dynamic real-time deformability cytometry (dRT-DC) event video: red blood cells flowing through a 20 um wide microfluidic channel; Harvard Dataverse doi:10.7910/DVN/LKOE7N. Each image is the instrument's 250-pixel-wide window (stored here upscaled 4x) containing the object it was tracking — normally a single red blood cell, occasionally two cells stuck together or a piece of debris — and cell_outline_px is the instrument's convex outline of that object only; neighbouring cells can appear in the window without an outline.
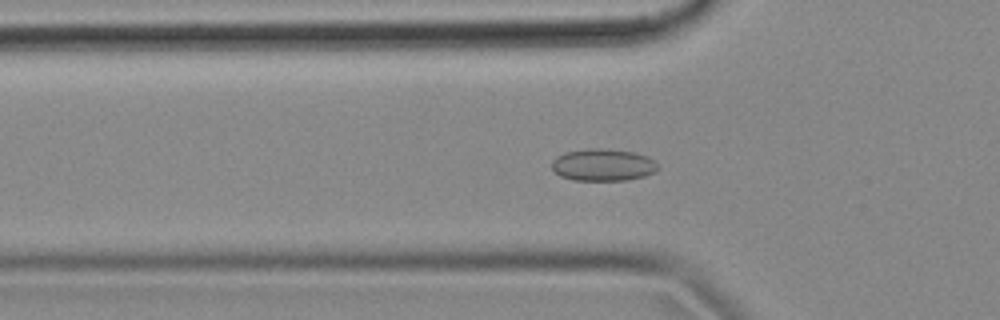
{"species": "common noctule bat (a hibernating species)", "species_latin": "Nyctalus noctula", "temperature_condition": "cold", "stored_images_in_passage": 53, "camera_frame_rate_fps": 3000, "um_per_image_px": 0.085, "animal": {"sex": "female", "body_mass_g": 18.4}, "frame": {"image": 1, "passage_image": 16, "time_ms": 5.0, "image_size_px": [1000, 320], "cell_outline_px": [[660, 168], [656, 172], [644, 176], [628, 180], [572, 180], [560, 176], [552, 168], [552, 160], [556, 156], [564, 152], [588, 148], [600, 148], [636, 152], [648, 156]], "centroid_in_image_um": [51.26, 14.01], "position_along_channel_um": 74.5, "area_um2": 20.06}}
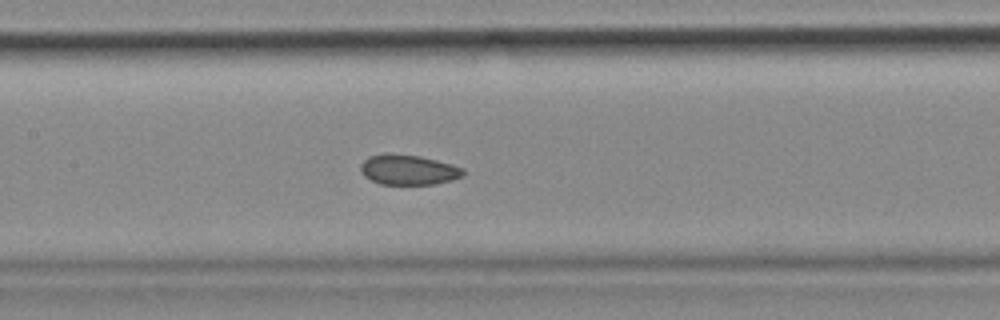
{"frame": {"image": 2, "passage_image": 24, "time_ms": 7.667, "image_size_px": [1000, 320], "cell_outline_px": [[464, 176], [452, 180], [436, 184], [380, 184], [364, 176], [360, 172], [360, 164], [368, 156], [420, 156], [452, 164], [464, 168]], "centroid_in_image_um": [34.76, 14.47], "position_along_channel_um": 172.6, "area_um2": 17.51}}
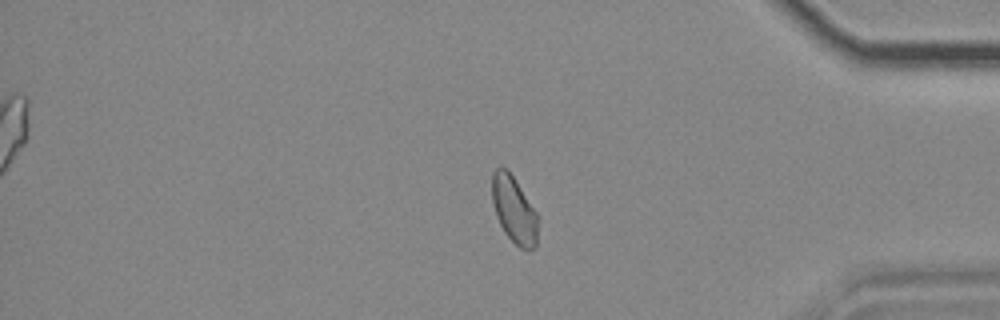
{"frame": {"image": 3, "passage_image": 44, "time_ms": 14.333, "image_size_px": [1000, 320], "cell_outline_px": [[540, 220], [536, 244], [528, 252], [520, 248], [504, 232], [496, 216], [492, 200], [492, 172], [496, 168], [508, 168], [536, 212]], "centroid_in_image_um": [43.71, 17.84], "position_along_channel_um": 391.5, "area_um2": 18.03}, "authors_computed_cell_mechanics": {"area_um2": 18.6116, "velocity_mm_per_s": 3.6712, "shape_relaxation_time_tau1_ms": null, "shape_relaxation_time_tau2_ms": 1.8251, "deformation_change_tau1": null, "deformation_change_tau2": 0.0604}}